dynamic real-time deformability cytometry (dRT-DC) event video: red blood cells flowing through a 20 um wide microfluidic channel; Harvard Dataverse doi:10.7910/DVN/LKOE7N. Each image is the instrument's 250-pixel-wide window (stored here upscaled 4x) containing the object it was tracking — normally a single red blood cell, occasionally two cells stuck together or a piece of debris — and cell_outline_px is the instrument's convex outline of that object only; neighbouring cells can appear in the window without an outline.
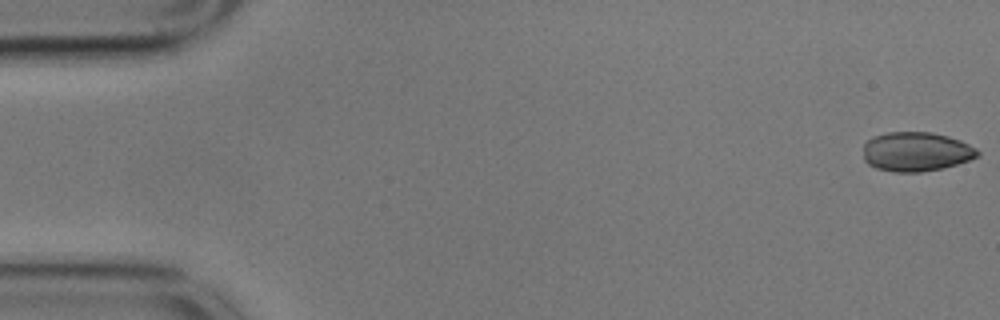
{"species": "common noctule bat (a hibernating species)", "species_latin": "Nyctalus noctula", "temperature_condition": "cold", "stored_images_in_passage": 7, "camera_frame_rate_fps": 3000, "um_per_image_px": 0.085, "animal": {"sex": "male", "body_mass_g": 17.9}, "frame": {"image": 1, "passage_image": 1, "time_ms": 0.0, "image_size_px": [1000, 320], "cell_outline_px": [[980, 156], [956, 164], [940, 168], [920, 172], [896, 172], [876, 168], [868, 164], [864, 160], [864, 144], [872, 136], [888, 132], [932, 132], [948, 136], [960, 140], [976, 148], [980, 152]], "centroid_in_image_um": [77.86, 12.88], "position_along_channel_um": 7.1, "area_um2": 26.18}}